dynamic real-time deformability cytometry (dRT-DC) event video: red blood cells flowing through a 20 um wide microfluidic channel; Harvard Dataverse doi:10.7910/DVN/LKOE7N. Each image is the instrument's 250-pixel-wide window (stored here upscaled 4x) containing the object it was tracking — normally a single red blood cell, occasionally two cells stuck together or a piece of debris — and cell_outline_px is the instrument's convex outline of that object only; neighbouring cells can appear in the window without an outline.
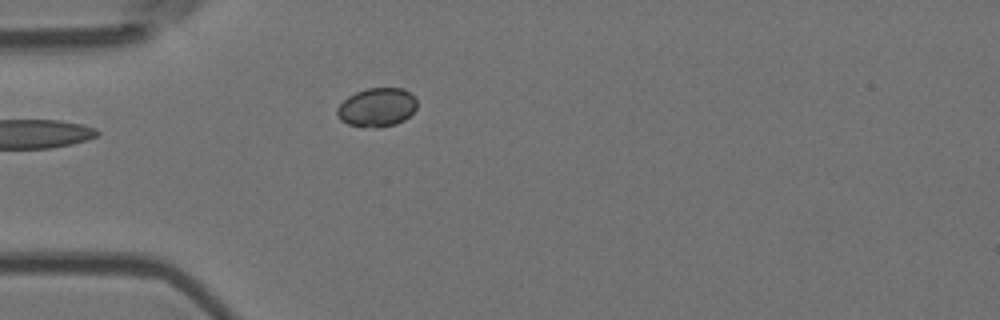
{"species": "Egyptian fruit bat (a non-hibernating species)", "species_latin": "Rousettus aegyptiacus", "temperature_condition": "room temperature", "stored_images_in_passage": 4, "camera_frame_rate_fps": 3000, "um_per_image_px": 0.085, "animal": {"sex": "female"}, "frame": {"image": 1, "passage_image": 4, "time_ms": 1.0, "image_size_px": [1000, 320], "cell_outline_px": [[416, 108], [404, 120], [396, 124], [380, 128], [376, 128], [348, 124], [340, 120], [336, 116], [336, 108], [348, 96], [356, 92], [368, 88], [400, 88], [408, 92], [416, 100]], "centroid_in_image_um": [32.0, 9.14], "position_along_channel_um": 53.0, "area_um2": 17.98}}